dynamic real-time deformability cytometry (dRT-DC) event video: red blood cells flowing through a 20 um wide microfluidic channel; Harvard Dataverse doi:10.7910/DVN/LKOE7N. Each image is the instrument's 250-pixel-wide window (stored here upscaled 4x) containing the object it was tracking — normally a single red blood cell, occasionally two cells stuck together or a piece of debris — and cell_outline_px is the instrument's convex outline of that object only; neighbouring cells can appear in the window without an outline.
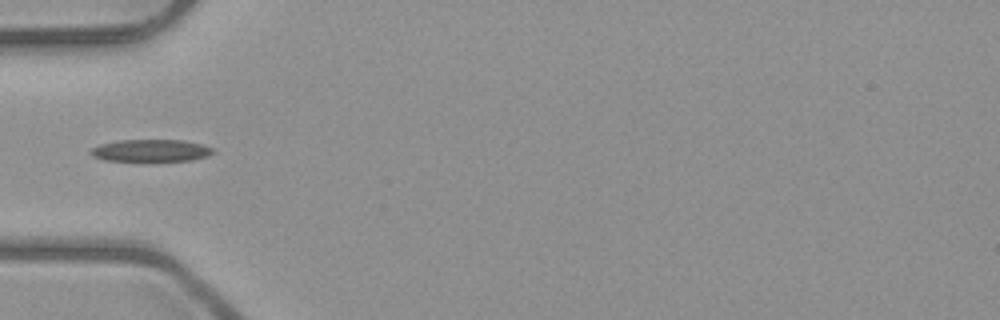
{"species": "common noctule bat (a hibernating species)", "species_latin": "Nyctalus noctula", "temperature_condition": "room temperature", "stored_images_in_passage": 4, "camera_frame_rate_fps": 3000, "um_per_image_px": 0.085, "animal": {"sex": "male", "body_mass_g": 23.1, "forearm_length_mm": 52.7}, "frame": {"image": 1, "passage_image": 3, "time_ms": 2.667, "image_size_px": [1000, 320], "cell_outline_px": [[216, 152], [208, 156], [192, 160], [104, 160], [92, 156], [88, 152], [92, 148], [100, 144], [120, 140], [184, 140], [200, 144], [212, 148]], "centroid_in_image_um": [12.82, 12.78], "position_along_channel_um": 72.2, "area_um2": 15.61}}
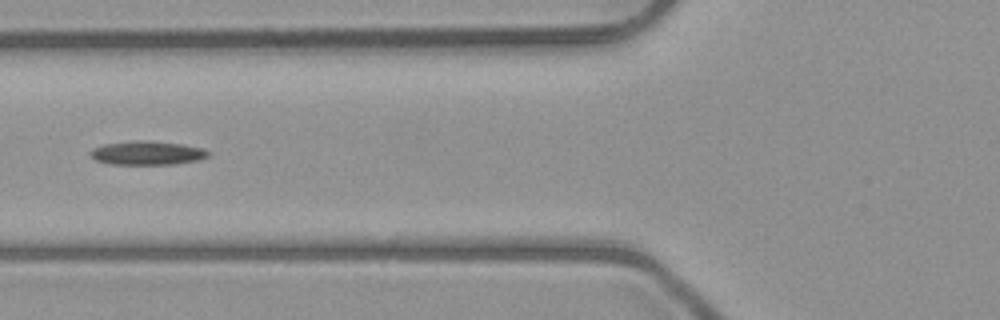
{"frame": {"image": 2, "passage_image": 4, "time_ms": 3.667, "image_size_px": [1000, 320], "cell_outline_px": [[212, 152], [208, 156], [200, 160], [176, 164], [108, 164], [96, 160], [88, 152], [92, 148], [104, 144], [132, 140], [148, 140], [184, 144], [200, 148]], "centroid_in_image_um": [12.52, 12.99], "position_along_channel_um": 113.3, "area_um2": 16.59}}